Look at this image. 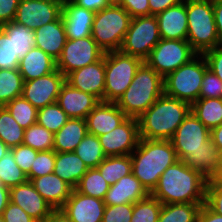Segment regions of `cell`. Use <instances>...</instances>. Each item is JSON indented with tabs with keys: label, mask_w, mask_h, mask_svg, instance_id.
Wrapping results in <instances>:
<instances>
[{
	"label": "cell",
	"mask_w": 222,
	"mask_h": 222,
	"mask_svg": "<svg viewBox=\"0 0 222 222\" xmlns=\"http://www.w3.org/2000/svg\"><path fill=\"white\" fill-rule=\"evenodd\" d=\"M133 204L105 206L102 222H131Z\"/></svg>",
	"instance_id": "cell-47"
},
{
	"label": "cell",
	"mask_w": 222,
	"mask_h": 222,
	"mask_svg": "<svg viewBox=\"0 0 222 222\" xmlns=\"http://www.w3.org/2000/svg\"><path fill=\"white\" fill-rule=\"evenodd\" d=\"M75 5L94 13L109 7L107 0H71Z\"/></svg>",
	"instance_id": "cell-53"
},
{
	"label": "cell",
	"mask_w": 222,
	"mask_h": 222,
	"mask_svg": "<svg viewBox=\"0 0 222 222\" xmlns=\"http://www.w3.org/2000/svg\"><path fill=\"white\" fill-rule=\"evenodd\" d=\"M203 56L207 62L208 69L214 72L222 81V44L204 52Z\"/></svg>",
	"instance_id": "cell-49"
},
{
	"label": "cell",
	"mask_w": 222,
	"mask_h": 222,
	"mask_svg": "<svg viewBox=\"0 0 222 222\" xmlns=\"http://www.w3.org/2000/svg\"><path fill=\"white\" fill-rule=\"evenodd\" d=\"M181 1L182 0H148L150 15H157L158 13L163 12L167 8H170Z\"/></svg>",
	"instance_id": "cell-54"
},
{
	"label": "cell",
	"mask_w": 222,
	"mask_h": 222,
	"mask_svg": "<svg viewBox=\"0 0 222 222\" xmlns=\"http://www.w3.org/2000/svg\"><path fill=\"white\" fill-rule=\"evenodd\" d=\"M199 98H222V81L210 69H206Z\"/></svg>",
	"instance_id": "cell-46"
},
{
	"label": "cell",
	"mask_w": 222,
	"mask_h": 222,
	"mask_svg": "<svg viewBox=\"0 0 222 222\" xmlns=\"http://www.w3.org/2000/svg\"><path fill=\"white\" fill-rule=\"evenodd\" d=\"M132 17L121 6H109L94 15L91 37L105 52L120 50Z\"/></svg>",
	"instance_id": "cell-6"
},
{
	"label": "cell",
	"mask_w": 222,
	"mask_h": 222,
	"mask_svg": "<svg viewBox=\"0 0 222 222\" xmlns=\"http://www.w3.org/2000/svg\"><path fill=\"white\" fill-rule=\"evenodd\" d=\"M55 151H40L31 165V170L27 174L28 181L33 178L42 177L54 172Z\"/></svg>",
	"instance_id": "cell-44"
},
{
	"label": "cell",
	"mask_w": 222,
	"mask_h": 222,
	"mask_svg": "<svg viewBox=\"0 0 222 222\" xmlns=\"http://www.w3.org/2000/svg\"><path fill=\"white\" fill-rule=\"evenodd\" d=\"M160 40L155 15L134 17L131 19L120 51L145 61Z\"/></svg>",
	"instance_id": "cell-9"
},
{
	"label": "cell",
	"mask_w": 222,
	"mask_h": 222,
	"mask_svg": "<svg viewBox=\"0 0 222 222\" xmlns=\"http://www.w3.org/2000/svg\"><path fill=\"white\" fill-rule=\"evenodd\" d=\"M156 16L161 39L186 40L188 21L186 0L167 8Z\"/></svg>",
	"instance_id": "cell-22"
},
{
	"label": "cell",
	"mask_w": 222,
	"mask_h": 222,
	"mask_svg": "<svg viewBox=\"0 0 222 222\" xmlns=\"http://www.w3.org/2000/svg\"><path fill=\"white\" fill-rule=\"evenodd\" d=\"M191 112L209 129L222 124V98H199Z\"/></svg>",
	"instance_id": "cell-30"
},
{
	"label": "cell",
	"mask_w": 222,
	"mask_h": 222,
	"mask_svg": "<svg viewBox=\"0 0 222 222\" xmlns=\"http://www.w3.org/2000/svg\"><path fill=\"white\" fill-rule=\"evenodd\" d=\"M10 148L0 139V159L3 158Z\"/></svg>",
	"instance_id": "cell-60"
},
{
	"label": "cell",
	"mask_w": 222,
	"mask_h": 222,
	"mask_svg": "<svg viewBox=\"0 0 222 222\" xmlns=\"http://www.w3.org/2000/svg\"><path fill=\"white\" fill-rule=\"evenodd\" d=\"M10 150L13 153L16 164L23 172L28 174L31 170V165L34 162L38 151L24 144H20L19 146L11 148Z\"/></svg>",
	"instance_id": "cell-48"
},
{
	"label": "cell",
	"mask_w": 222,
	"mask_h": 222,
	"mask_svg": "<svg viewBox=\"0 0 222 222\" xmlns=\"http://www.w3.org/2000/svg\"><path fill=\"white\" fill-rule=\"evenodd\" d=\"M215 24L220 44H222V1H213Z\"/></svg>",
	"instance_id": "cell-56"
},
{
	"label": "cell",
	"mask_w": 222,
	"mask_h": 222,
	"mask_svg": "<svg viewBox=\"0 0 222 222\" xmlns=\"http://www.w3.org/2000/svg\"><path fill=\"white\" fill-rule=\"evenodd\" d=\"M187 41L197 54L214 49L218 39L212 0H186Z\"/></svg>",
	"instance_id": "cell-5"
},
{
	"label": "cell",
	"mask_w": 222,
	"mask_h": 222,
	"mask_svg": "<svg viewBox=\"0 0 222 222\" xmlns=\"http://www.w3.org/2000/svg\"><path fill=\"white\" fill-rule=\"evenodd\" d=\"M36 191L52 206L61 209L73 188L54 173L30 180Z\"/></svg>",
	"instance_id": "cell-26"
},
{
	"label": "cell",
	"mask_w": 222,
	"mask_h": 222,
	"mask_svg": "<svg viewBox=\"0 0 222 222\" xmlns=\"http://www.w3.org/2000/svg\"><path fill=\"white\" fill-rule=\"evenodd\" d=\"M10 188L0 187V216H2L4 209L7 207L9 198Z\"/></svg>",
	"instance_id": "cell-59"
},
{
	"label": "cell",
	"mask_w": 222,
	"mask_h": 222,
	"mask_svg": "<svg viewBox=\"0 0 222 222\" xmlns=\"http://www.w3.org/2000/svg\"><path fill=\"white\" fill-rule=\"evenodd\" d=\"M34 34L35 47L40 48L57 61L67 41L62 17L37 28L34 30Z\"/></svg>",
	"instance_id": "cell-25"
},
{
	"label": "cell",
	"mask_w": 222,
	"mask_h": 222,
	"mask_svg": "<svg viewBox=\"0 0 222 222\" xmlns=\"http://www.w3.org/2000/svg\"><path fill=\"white\" fill-rule=\"evenodd\" d=\"M23 144L38 152L53 150L54 134L36 122L25 129Z\"/></svg>",
	"instance_id": "cell-38"
},
{
	"label": "cell",
	"mask_w": 222,
	"mask_h": 222,
	"mask_svg": "<svg viewBox=\"0 0 222 222\" xmlns=\"http://www.w3.org/2000/svg\"><path fill=\"white\" fill-rule=\"evenodd\" d=\"M205 204L216 214L222 216V178L220 176L208 180Z\"/></svg>",
	"instance_id": "cell-45"
},
{
	"label": "cell",
	"mask_w": 222,
	"mask_h": 222,
	"mask_svg": "<svg viewBox=\"0 0 222 222\" xmlns=\"http://www.w3.org/2000/svg\"><path fill=\"white\" fill-rule=\"evenodd\" d=\"M163 94L164 78L144 61L116 104L127 117L138 119Z\"/></svg>",
	"instance_id": "cell-4"
},
{
	"label": "cell",
	"mask_w": 222,
	"mask_h": 222,
	"mask_svg": "<svg viewBox=\"0 0 222 222\" xmlns=\"http://www.w3.org/2000/svg\"><path fill=\"white\" fill-rule=\"evenodd\" d=\"M10 202L22 208L37 222L44 219L54 210L50 204L36 191L30 181L11 187Z\"/></svg>",
	"instance_id": "cell-18"
},
{
	"label": "cell",
	"mask_w": 222,
	"mask_h": 222,
	"mask_svg": "<svg viewBox=\"0 0 222 222\" xmlns=\"http://www.w3.org/2000/svg\"><path fill=\"white\" fill-rule=\"evenodd\" d=\"M97 168L108 185H114L122 177L132 173L131 156H107Z\"/></svg>",
	"instance_id": "cell-31"
},
{
	"label": "cell",
	"mask_w": 222,
	"mask_h": 222,
	"mask_svg": "<svg viewBox=\"0 0 222 222\" xmlns=\"http://www.w3.org/2000/svg\"><path fill=\"white\" fill-rule=\"evenodd\" d=\"M41 1H64V0H41Z\"/></svg>",
	"instance_id": "cell-62"
},
{
	"label": "cell",
	"mask_w": 222,
	"mask_h": 222,
	"mask_svg": "<svg viewBox=\"0 0 222 222\" xmlns=\"http://www.w3.org/2000/svg\"><path fill=\"white\" fill-rule=\"evenodd\" d=\"M144 61L120 50L105 53L104 102H117Z\"/></svg>",
	"instance_id": "cell-8"
},
{
	"label": "cell",
	"mask_w": 222,
	"mask_h": 222,
	"mask_svg": "<svg viewBox=\"0 0 222 222\" xmlns=\"http://www.w3.org/2000/svg\"><path fill=\"white\" fill-rule=\"evenodd\" d=\"M196 222H222V216L216 214L206 204H202Z\"/></svg>",
	"instance_id": "cell-55"
},
{
	"label": "cell",
	"mask_w": 222,
	"mask_h": 222,
	"mask_svg": "<svg viewBox=\"0 0 222 222\" xmlns=\"http://www.w3.org/2000/svg\"><path fill=\"white\" fill-rule=\"evenodd\" d=\"M0 28L13 39L14 53L22 59L26 53L35 47V34L24 25L16 22L4 23Z\"/></svg>",
	"instance_id": "cell-33"
},
{
	"label": "cell",
	"mask_w": 222,
	"mask_h": 222,
	"mask_svg": "<svg viewBox=\"0 0 222 222\" xmlns=\"http://www.w3.org/2000/svg\"><path fill=\"white\" fill-rule=\"evenodd\" d=\"M190 112V104L165 94L161 95L137 119L140 138L170 140Z\"/></svg>",
	"instance_id": "cell-2"
},
{
	"label": "cell",
	"mask_w": 222,
	"mask_h": 222,
	"mask_svg": "<svg viewBox=\"0 0 222 222\" xmlns=\"http://www.w3.org/2000/svg\"><path fill=\"white\" fill-rule=\"evenodd\" d=\"M65 76L55 71L29 81H24L22 97L29 101L37 110L57 101Z\"/></svg>",
	"instance_id": "cell-15"
},
{
	"label": "cell",
	"mask_w": 222,
	"mask_h": 222,
	"mask_svg": "<svg viewBox=\"0 0 222 222\" xmlns=\"http://www.w3.org/2000/svg\"><path fill=\"white\" fill-rule=\"evenodd\" d=\"M86 119L69 118L66 124L54 134L55 152H73L87 134Z\"/></svg>",
	"instance_id": "cell-29"
},
{
	"label": "cell",
	"mask_w": 222,
	"mask_h": 222,
	"mask_svg": "<svg viewBox=\"0 0 222 222\" xmlns=\"http://www.w3.org/2000/svg\"><path fill=\"white\" fill-rule=\"evenodd\" d=\"M130 156L132 173L149 193L157 186L163 172L178 161L170 140L140 138L138 146Z\"/></svg>",
	"instance_id": "cell-3"
},
{
	"label": "cell",
	"mask_w": 222,
	"mask_h": 222,
	"mask_svg": "<svg viewBox=\"0 0 222 222\" xmlns=\"http://www.w3.org/2000/svg\"><path fill=\"white\" fill-rule=\"evenodd\" d=\"M89 168L73 152H55L54 174L75 189Z\"/></svg>",
	"instance_id": "cell-28"
},
{
	"label": "cell",
	"mask_w": 222,
	"mask_h": 222,
	"mask_svg": "<svg viewBox=\"0 0 222 222\" xmlns=\"http://www.w3.org/2000/svg\"><path fill=\"white\" fill-rule=\"evenodd\" d=\"M210 139V130L192 113L176 129L170 142L178 160H183L190 152L203 148L204 142Z\"/></svg>",
	"instance_id": "cell-13"
},
{
	"label": "cell",
	"mask_w": 222,
	"mask_h": 222,
	"mask_svg": "<svg viewBox=\"0 0 222 222\" xmlns=\"http://www.w3.org/2000/svg\"><path fill=\"white\" fill-rule=\"evenodd\" d=\"M149 194L134 174L130 173L109 187L104 203L108 206L127 203L134 204L146 198Z\"/></svg>",
	"instance_id": "cell-24"
},
{
	"label": "cell",
	"mask_w": 222,
	"mask_h": 222,
	"mask_svg": "<svg viewBox=\"0 0 222 222\" xmlns=\"http://www.w3.org/2000/svg\"><path fill=\"white\" fill-rule=\"evenodd\" d=\"M74 152L83 160L88 168H97L106 158L98 137L91 133L85 135Z\"/></svg>",
	"instance_id": "cell-35"
},
{
	"label": "cell",
	"mask_w": 222,
	"mask_h": 222,
	"mask_svg": "<svg viewBox=\"0 0 222 222\" xmlns=\"http://www.w3.org/2000/svg\"><path fill=\"white\" fill-rule=\"evenodd\" d=\"M20 0H0V26L13 22Z\"/></svg>",
	"instance_id": "cell-52"
},
{
	"label": "cell",
	"mask_w": 222,
	"mask_h": 222,
	"mask_svg": "<svg viewBox=\"0 0 222 222\" xmlns=\"http://www.w3.org/2000/svg\"><path fill=\"white\" fill-rule=\"evenodd\" d=\"M109 187L98 168H89L75 189L84 195L104 200Z\"/></svg>",
	"instance_id": "cell-37"
},
{
	"label": "cell",
	"mask_w": 222,
	"mask_h": 222,
	"mask_svg": "<svg viewBox=\"0 0 222 222\" xmlns=\"http://www.w3.org/2000/svg\"><path fill=\"white\" fill-rule=\"evenodd\" d=\"M121 7L124 8L132 18L150 15L148 0H123Z\"/></svg>",
	"instance_id": "cell-51"
},
{
	"label": "cell",
	"mask_w": 222,
	"mask_h": 222,
	"mask_svg": "<svg viewBox=\"0 0 222 222\" xmlns=\"http://www.w3.org/2000/svg\"><path fill=\"white\" fill-rule=\"evenodd\" d=\"M24 129L37 122L38 110L22 96L17 97L4 106Z\"/></svg>",
	"instance_id": "cell-39"
},
{
	"label": "cell",
	"mask_w": 222,
	"mask_h": 222,
	"mask_svg": "<svg viewBox=\"0 0 222 222\" xmlns=\"http://www.w3.org/2000/svg\"><path fill=\"white\" fill-rule=\"evenodd\" d=\"M2 217L4 222H37L22 208L10 201L7 207L4 209Z\"/></svg>",
	"instance_id": "cell-50"
},
{
	"label": "cell",
	"mask_w": 222,
	"mask_h": 222,
	"mask_svg": "<svg viewBox=\"0 0 222 222\" xmlns=\"http://www.w3.org/2000/svg\"><path fill=\"white\" fill-rule=\"evenodd\" d=\"M43 222H72L62 209H54Z\"/></svg>",
	"instance_id": "cell-57"
},
{
	"label": "cell",
	"mask_w": 222,
	"mask_h": 222,
	"mask_svg": "<svg viewBox=\"0 0 222 222\" xmlns=\"http://www.w3.org/2000/svg\"><path fill=\"white\" fill-rule=\"evenodd\" d=\"M0 181L8 188L28 181L27 174L16 164L11 150L0 159Z\"/></svg>",
	"instance_id": "cell-40"
},
{
	"label": "cell",
	"mask_w": 222,
	"mask_h": 222,
	"mask_svg": "<svg viewBox=\"0 0 222 222\" xmlns=\"http://www.w3.org/2000/svg\"><path fill=\"white\" fill-rule=\"evenodd\" d=\"M207 68L203 54L202 56L197 54L188 63L164 78V94L192 105L199 99L202 80Z\"/></svg>",
	"instance_id": "cell-7"
},
{
	"label": "cell",
	"mask_w": 222,
	"mask_h": 222,
	"mask_svg": "<svg viewBox=\"0 0 222 222\" xmlns=\"http://www.w3.org/2000/svg\"><path fill=\"white\" fill-rule=\"evenodd\" d=\"M100 101L93 95L74 88L66 81L61 86L56 103L69 118L86 119Z\"/></svg>",
	"instance_id": "cell-19"
},
{
	"label": "cell",
	"mask_w": 222,
	"mask_h": 222,
	"mask_svg": "<svg viewBox=\"0 0 222 222\" xmlns=\"http://www.w3.org/2000/svg\"><path fill=\"white\" fill-rule=\"evenodd\" d=\"M56 69V60L38 47H32L26 55L20 59L18 66L23 81L45 76Z\"/></svg>",
	"instance_id": "cell-27"
},
{
	"label": "cell",
	"mask_w": 222,
	"mask_h": 222,
	"mask_svg": "<svg viewBox=\"0 0 222 222\" xmlns=\"http://www.w3.org/2000/svg\"><path fill=\"white\" fill-rule=\"evenodd\" d=\"M98 139L106 157L130 155L140 141L138 120L127 117L111 132L98 136Z\"/></svg>",
	"instance_id": "cell-12"
},
{
	"label": "cell",
	"mask_w": 222,
	"mask_h": 222,
	"mask_svg": "<svg viewBox=\"0 0 222 222\" xmlns=\"http://www.w3.org/2000/svg\"><path fill=\"white\" fill-rule=\"evenodd\" d=\"M196 55L187 40L161 39L145 62L165 78Z\"/></svg>",
	"instance_id": "cell-10"
},
{
	"label": "cell",
	"mask_w": 222,
	"mask_h": 222,
	"mask_svg": "<svg viewBox=\"0 0 222 222\" xmlns=\"http://www.w3.org/2000/svg\"><path fill=\"white\" fill-rule=\"evenodd\" d=\"M65 81L74 88L95 96L99 101H104L105 54L99 61L68 73Z\"/></svg>",
	"instance_id": "cell-16"
},
{
	"label": "cell",
	"mask_w": 222,
	"mask_h": 222,
	"mask_svg": "<svg viewBox=\"0 0 222 222\" xmlns=\"http://www.w3.org/2000/svg\"><path fill=\"white\" fill-rule=\"evenodd\" d=\"M208 180L182 160L169 166L150 193L162 204L205 203Z\"/></svg>",
	"instance_id": "cell-1"
},
{
	"label": "cell",
	"mask_w": 222,
	"mask_h": 222,
	"mask_svg": "<svg viewBox=\"0 0 222 222\" xmlns=\"http://www.w3.org/2000/svg\"><path fill=\"white\" fill-rule=\"evenodd\" d=\"M0 222H4V220H3V217H2V216H0Z\"/></svg>",
	"instance_id": "cell-63"
},
{
	"label": "cell",
	"mask_w": 222,
	"mask_h": 222,
	"mask_svg": "<svg viewBox=\"0 0 222 222\" xmlns=\"http://www.w3.org/2000/svg\"><path fill=\"white\" fill-rule=\"evenodd\" d=\"M126 118L116 102L100 101L86 117L87 132L97 137L104 135L115 129Z\"/></svg>",
	"instance_id": "cell-21"
},
{
	"label": "cell",
	"mask_w": 222,
	"mask_h": 222,
	"mask_svg": "<svg viewBox=\"0 0 222 222\" xmlns=\"http://www.w3.org/2000/svg\"><path fill=\"white\" fill-rule=\"evenodd\" d=\"M202 204L205 203L163 204L158 222H196Z\"/></svg>",
	"instance_id": "cell-32"
},
{
	"label": "cell",
	"mask_w": 222,
	"mask_h": 222,
	"mask_svg": "<svg viewBox=\"0 0 222 222\" xmlns=\"http://www.w3.org/2000/svg\"><path fill=\"white\" fill-rule=\"evenodd\" d=\"M23 83L18 69H0V107L22 95Z\"/></svg>",
	"instance_id": "cell-34"
},
{
	"label": "cell",
	"mask_w": 222,
	"mask_h": 222,
	"mask_svg": "<svg viewBox=\"0 0 222 222\" xmlns=\"http://www.w3.org/2000/svg\"><path fill=\"white\" fill-rule=\"evenodd\" d=\"M25 129L12 117L3 106L0 107V139L11 149L23 144Z\"/></svg>",
	"instance_id": "cell-36"
},
{
	"label": "cell",
	"mask_w": 222,
	"mask_h": 222,
	"mask_svg": "<svg viewBox=\"0 0 222 222\" xmlns=\"http://www.w3.org/2000/svg\"><path fill=\"white\" fill-rule=\"evenodd\" d=\"M94 15V12L78 7L71 0H64L61 17L67 39L91 36Z\"/></svg>",
	"instance_id": "cell-23"
},
{
	"label": "cell",
	"mask_w": 222,
	"mask_h": 222,
	"mask_svg": "<svg viewBox=\"0 0 222 222\" xmlns=\"http://www.w3.org/2000/svg\"><path fill=\"white\" fill-rule=\"evenodd\" d=\"M20 58L14 53L13 39L0 28V69H18Z\"/></svg>",
	"instance_id": "cell-43"
},
{
	"label": "cell",
	"mask_w": 222,
	"mask_h": 222,
	"mask_svg": "<svg viewBox=\"0 0 222 222\" xmlns=\"http://www.w3.org/2000/svg\"><path fill=\"white\" fill-rule=\"evenodd\" d=\"M210 138L222 152V124L210 130Z\"/></svg>",
	"instance_id": "cell-58"
},
{
	"label": "cell",
	"mask_w": 222,
	"mask_h": 222,
	"mask_svg": "<svg viewBox=\"0 0 222 222\" xmlns=\"http://www.w3.org/2000/svg\"><path fill=\"white\" fill-rule=\"evenodd\" d=\"M182 161L207 180L219 177L222 172V152L211 138L204 142L203 148L190 152Z\"/></svg>",
	"instance_id": "cell-20"
},
{
	"label": "cell",
	"mask_w": 222,
	"mask_h": 222,
	"mask_svg": "<svg viewBox=\"0 0 222 222\" xmlns=\"http://www.w3.org/2000/svg\"><path fill=\"white\" fill-rule=\"evenodd\" d=\"M105 206L104 200L73 189L61 209L72 222H102Z\"/></svg>",
	"instance_id": "cell-17"
},
{
	"label": "cell",
	"mask_w": 222,
	"mask_h": 222,
	"mask_svg": "<svg viewBox=\"0 0 222 222\" xmlns=\"http://www.w3.org/2000/svg\"><path fill=\"white\" fill-rule=\"evenodd\" d=\"M162 205L158 199L149 194L133 204L131 222H158Z\"/></svg>",
	"instance_id": "cell-42"
},
{
	"label": "cell",
	"mask_w": 222,
	"mask_h": 222,
	"mask_svg": "<svg viewBox=\"0 0 222 222\" xmlns=\"http://www.w3.org/2000/svg\"><path fill=\"white\" fill-rule=\"evenodd\" d=\"M68 119L67 114L56 102L39 109L37 112V123L53 134L57 133Z\"/></svg>",
	"instance_id": "cell-41"
},
{
	"label": "cell",
	"mask_w": 222,
	"mask_h": 222,
	"mask_svg": "<svg viewBox=\"0 0 222 222\" xmlns=\"http://www.w3.org/2000/svg\"><path fill=\"white\" fill-rule=\"evenodd\" d=\"M63 1L20 0L14 22L36 30L58 20L62 15Z\"/></svg>",
	"instance_id": "cell-14"
},
{
	"label": "cell",
	"mask_w": 222,
	"mask_h": 222,
	"mask_svg": "<svg viewBox=\"0 0 222 222\" xmlns=\"http://www.w3.org/2000/svg\"><path fill=\"white\" fill-rule=\"evenodd\" d=\"M109 6H121L123 0H107Z\"/></svg>",
	"instance_id": "cell-61"
},
{
	"label": "cell",
	"mask_w": 222,
	"mask_h": 222,
	"mask_svg": "<svg viewBox=\"0 0 222 222\" xmlns=\"http://www.w3.org/2000/svg\"><path fill=\"white\" fill-rule=\"evenodd\" d=\"M105 52L91 37L67 39L56 68L66 76L68 73L99 61Z\"/></svg>",
	"instance_id": "cell-11"
}]
</instances>
